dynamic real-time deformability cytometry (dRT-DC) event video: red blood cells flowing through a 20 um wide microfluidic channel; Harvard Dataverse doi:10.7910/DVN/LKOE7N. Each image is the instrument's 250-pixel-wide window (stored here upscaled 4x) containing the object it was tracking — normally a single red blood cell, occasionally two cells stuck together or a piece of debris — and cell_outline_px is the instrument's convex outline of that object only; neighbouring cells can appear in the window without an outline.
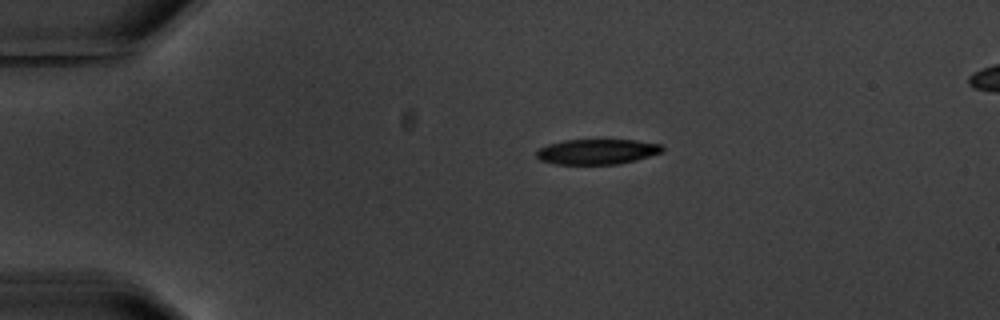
{"species": "common noctule bat (a hibernating species)", "species_latin": "Nyctalus noctula", "temperature_condition": "warm", "stored_images_in_passage": 3, "segment_of_instrument_passage": [1, 2], "camera_frame_rate_fps": 3000, "um_per_image_px": 0.085, "animal": {"sex": "male", "body_mass_g": 20.1, "forearm_length_mm": 53.5}, "frame": {"image": 1, "passage_image": 1, "time_ms": 0.0, "image_size_px": [1000, 320], "cell_outline_px": [[664, 148], [660, 152], [636, 160], [620, 164], [556, 164], [540, 160], [536, 156], [536, 152], [540, 148], [548, 144], [564, 140], [636, 140], [660, 144]], "centroid_in_image_um": [50.73, 12.89], "position_along_channel_um": 34.3, "area_um2": 18.38}}